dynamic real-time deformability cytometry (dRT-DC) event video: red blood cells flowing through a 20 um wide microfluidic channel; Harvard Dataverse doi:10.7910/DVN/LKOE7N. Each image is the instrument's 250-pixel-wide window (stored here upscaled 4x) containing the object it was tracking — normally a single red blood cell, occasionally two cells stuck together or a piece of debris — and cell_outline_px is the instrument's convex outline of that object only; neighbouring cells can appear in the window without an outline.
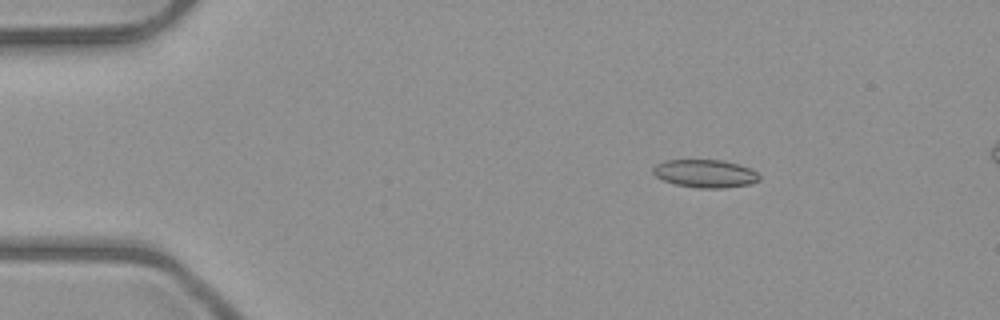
{"species": "common noctule bat (a hibernating species)", "species_latin": "Nyctalus noctula", "temperature_condition": "room temperature", "stored_images_in_passage": 6, "camera_frame_rate_fps": 3000, "um_per_image_px": 0.085, "animal": {"sex": "male", "body_mass_g": 23.1, "forearm_length_mm": 52.7}, "frame": {"image": 1, "passage_image": 3, "time_ms": 2.333, "image_size_px": [1000, 320], "cell_outline_px": [[760, 180], [752, 184], [724, 188], [700, 188], [676, 184], [664, 180], [656, 176], [652, 172], [652, 168], [656, 164], [664, 160], [724, 160], [740, 164], [756, 172], [760, 176]], "centroid_in_image_um": [59.96, 14.75], "position_along_channel_um": 25.0, "area_um2": 17.4}}